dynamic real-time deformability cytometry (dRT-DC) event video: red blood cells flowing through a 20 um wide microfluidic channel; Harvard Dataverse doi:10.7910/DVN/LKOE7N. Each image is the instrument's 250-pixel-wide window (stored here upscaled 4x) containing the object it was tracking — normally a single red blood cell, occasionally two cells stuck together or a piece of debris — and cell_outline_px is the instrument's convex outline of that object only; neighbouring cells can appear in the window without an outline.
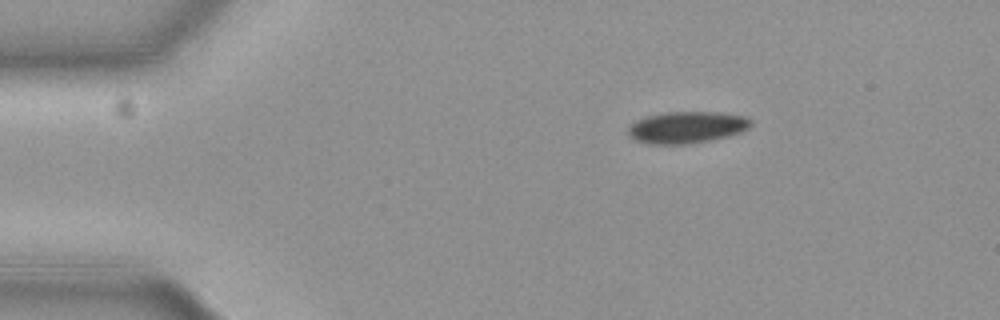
{"species": "common noctule bat (a hibernating species)", "species_latin": "Nyctalus noctula", "temperature_condition": "cold", "stored_images_in_passage": 48, "camera_frame_rate_fps": 3000, "um_per_image_px": 0.085, "animal": {"sex": "female", "body_mass_g": 19.3, "forearm_length_mm": 54.1}, "frame": {"image": 1, "passage_image": 1, "time_ms": 0.0, "image_size_px": [1000, 320], "cell_outline_px": [[752, 124], [748, 128], [740, 132], [724, 136], [684, 144], [648, 144], [636, 140], [628, 132], [628, 128], [636, 120], [648, 116], [668, 112], [716, 112], [744, 116], [752, 120]], "centroid_in_image_um": [58.36, 10.81], "position_along_channel_um": 26.6, "area_um2": 22.14}}
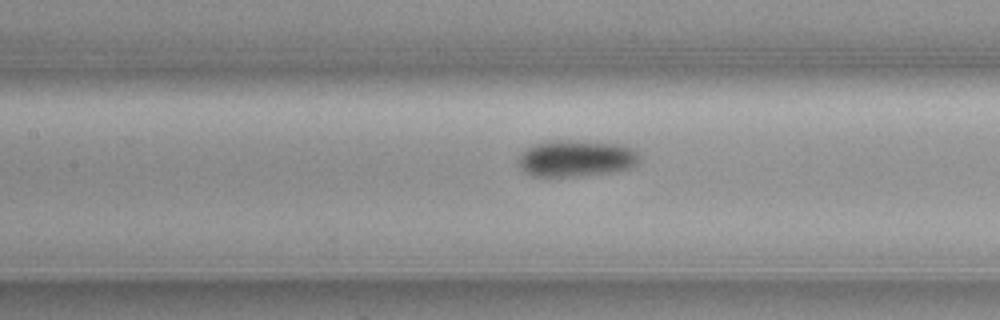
{"frame": {"image": 2, "passage_image": 17, "time_ms": 5.333, "image_size_px": [1000, 320], "cell_outline_px": [[640, 156], [636, 164], [628, 168], [604, 172], [564, 176], [532, 176], [524, 172], [520, 164], [520, 156], [528, 148], [536, 144], [548, 140], [576, 140], [624, 144], [632, 148]], "centroid_in_image_um": [48.98, 13.43], "position_along_channel_um": 158.4, "area_um2": 25.26}}
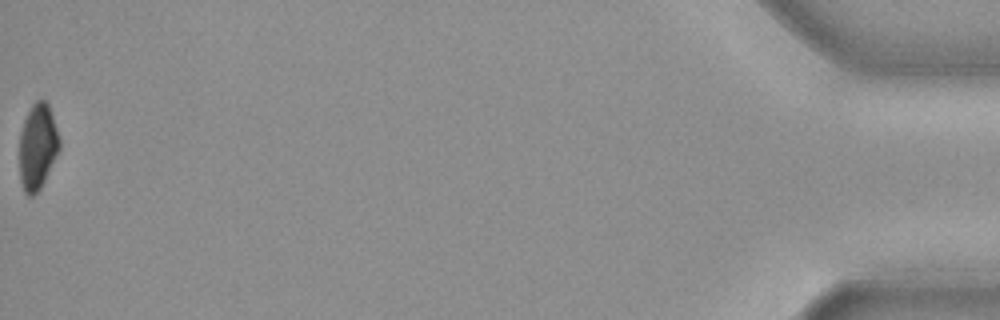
{"frame": {"image": 3, "passage_image": 48, "time_ms": 15.667, "image_size_px": [1000, 320], "cell_outline_px": [[60, 148], [40, 188], [32, 196], [28, 196], [24, 192], [20, 180], [20, 132], [24, 120], [32, 104], [36, 100], [44, 100], [48, 104], [60, 140]], "centroid_in_image_um": [3.18, 12.46], "position_along_channel_um": 432.0, "area_um2": 19.65}, "authors_computed_cell_mechanics": {"area_um2": 23.7558, "velocity_mm_per_s": 3.698, "shape_relaxation_time_tau1_ms": 2.8202, "shape_relaxation_time_tau2_ms": null, "deformation_change_tau1": 0.0652, "deformation_change_tau2": null}}